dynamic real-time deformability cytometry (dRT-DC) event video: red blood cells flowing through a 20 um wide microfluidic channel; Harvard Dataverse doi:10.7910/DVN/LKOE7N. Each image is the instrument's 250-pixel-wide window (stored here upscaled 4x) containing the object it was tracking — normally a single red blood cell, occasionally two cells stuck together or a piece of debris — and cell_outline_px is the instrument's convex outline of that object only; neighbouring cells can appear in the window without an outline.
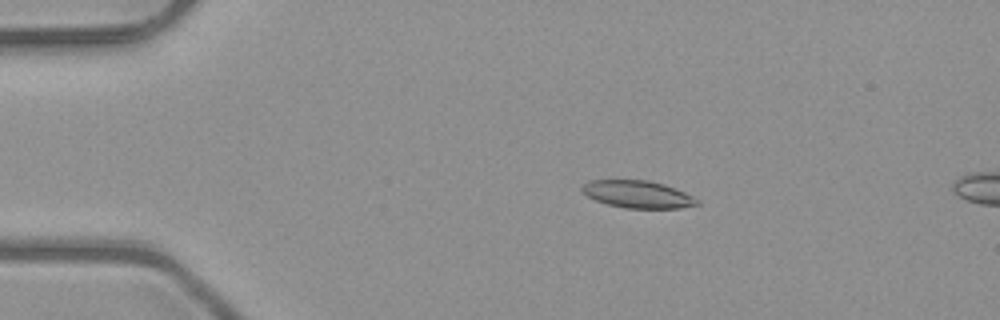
{"species": "common noctule bat (a hibernating species)", "species_latin": "Nyctalus noctula", "temperature_condition": "room temperature", "stored_images_in_passage": 14, "camera_frame_rate_fps": 3000, "um_per_image_px": 0.085, "animal": {"sex": "male", "body_mass_g": 23.1, "forearm_length_mm": 52.7}, "frame": {"image": 1, "passage_image": 10, "time_ms": 3.0, "image_size_px": [1000, 320], "cell_outline_px": [[700, 204], [680, 208], [624, 208], [608, 204], [596, 200], [588, 196], [580, 188], [588, 180], [648, 180], [664, 184], [684, 192], [700, 200]], "centroid_in_image_um": [54.22, 16.51], "position_along_channel_um": 30.8, "area_um2": 18.26}}